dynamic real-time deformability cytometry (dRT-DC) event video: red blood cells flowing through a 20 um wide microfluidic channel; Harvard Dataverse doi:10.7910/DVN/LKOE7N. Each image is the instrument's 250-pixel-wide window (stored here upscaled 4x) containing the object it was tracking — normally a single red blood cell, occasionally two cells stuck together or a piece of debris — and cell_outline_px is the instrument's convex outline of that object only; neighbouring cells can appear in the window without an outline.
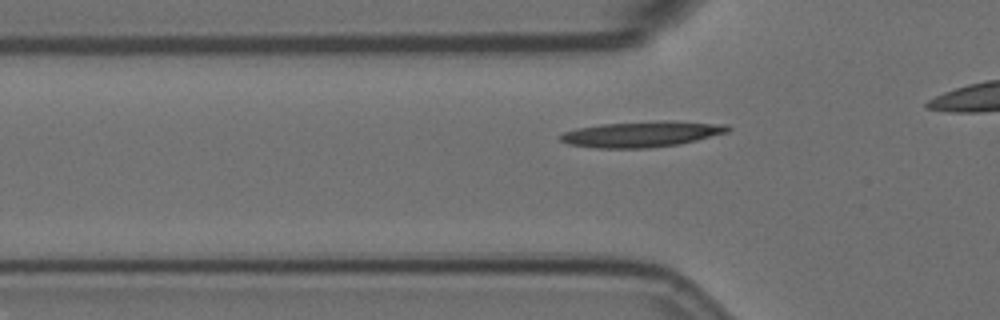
{"species": "Egyptian fruit bat (a non-hibernating species)", "species_latin": "Rousettus aegyptiacus", "temperature_condition": "room temperature", "stored_images_in_passage": 35, "camera_frame_rate_fps": 3000, "um_per_image_px": 0.085, "animal": {"sex": "female"}, "frame": {"image": 1, "passage_image": 8, "time_ms": 2.333, "image_size_px": [1000, 320], "cell_outline_px": [[732, 128], [728, 132], [680, 144], [648, 148], [596, 148], [568, 144], [560, 140], [556, 136], [564, 132], [576, 128], [600, 124], [664, 120], [668, 120], [728, 124]], "centroid_in_image_um": [54.54, 11.39], "position_along_channel_um": 71.3, "area_um2": 25.43}}
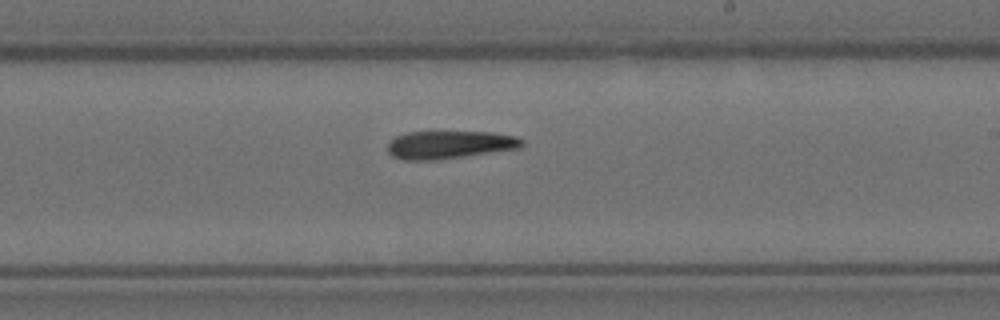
{"frame": {"image": 2, "passage_image": 23, "time_ms": 7.333, "image_size_px": [1000, 320], "cell_outline_px": [[524, 144], [520, 148], [440, 160], [400, 160], [392, 156], [388, 152], [388, 140], [396, 136], [408, 132], [492, 132], [516, 136], [524, 140]], "centroid_in_image_um": [38.2, 12.31], "position_along_channel_um": 250.8, "area_um2": 22.14}}
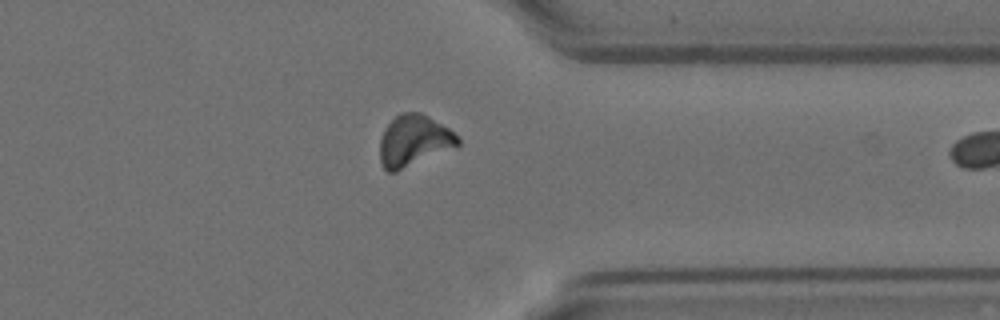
{"frame": {"image": 3, "passage_image": 34, "time_ms": 11.0, "image_size_px": [1000, 320], "cell_outline_px": [[460, 144], [396, 172], [388, 172], [380, 164], [380, 140], [384, 128], [400, 112], [420, 112], [428, 116], [448, 128], [460, 136]], "centroid_in_image_um": [35.15, 11.95], "position_along_channel_um": 376.2, "area_um2": 23.12}}